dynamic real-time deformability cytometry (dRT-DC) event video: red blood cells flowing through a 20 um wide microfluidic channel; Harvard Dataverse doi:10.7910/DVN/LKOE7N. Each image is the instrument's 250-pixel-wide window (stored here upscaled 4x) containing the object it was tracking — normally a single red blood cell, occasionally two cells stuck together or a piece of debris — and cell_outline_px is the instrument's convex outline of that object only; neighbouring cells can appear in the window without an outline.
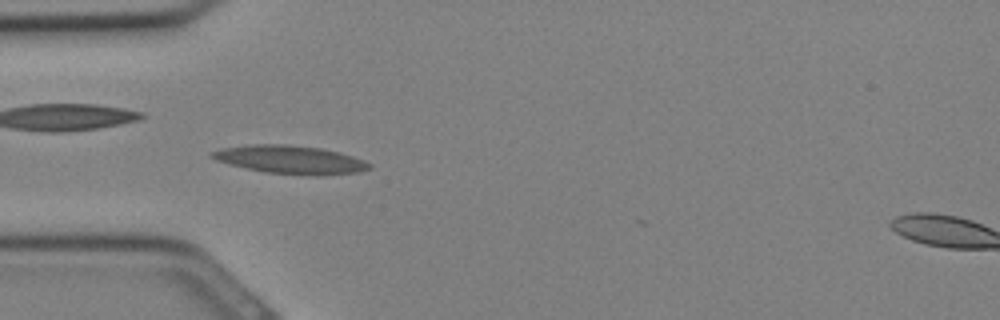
{"species": "Egyptian fruit bat (a non-hibernating species)", "species_latin": "Rousettus aegyptiacus", "temperature_condition": "cold", "stored_images_in_passage": 3, "camera_frame_rate_fps": 3000, "um_per_image_px": 0.085, "animal": {"sex": "female"}, "frame": {"image": 1, "passage_image": 1, "time_ms": 0.0, "image_size_px": [1000, 320], "cell_outline_px": [[372, 168], [360, 172], [324, 176], [316, 176], [264, 172], [228, 164], [216, 160], [208, 156], [212, 152], [224, 148], [252, 144], [288, 144], [320, 148], [340, 152], [364, 160], [372, 164]], "centroid_in_image_um": [24.73, 13.58], "position_along_channel_um": 60.3, "area_um2": 26.13}}
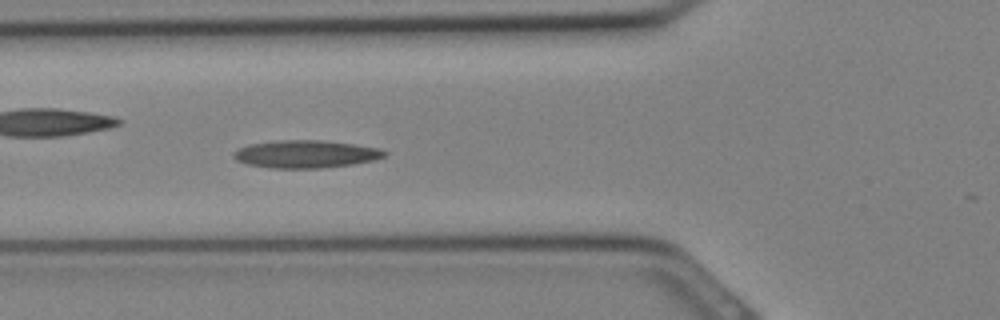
{"frame": {"image": 2, "passage_image": 3, "time_ms": 0.667, "image_size_px": [1000, 320], "cell_outline_px": [[388, 152], [384, 156], [372, 160], [352, 164], [320, 168], [272, 168], [248, 164], [236, 160], [232, 156], [232, 152], [236, 148], [248, 144], [276, 140], [324, 140], [380, 148]], "centroid_in_image_um": [25.93, 13.08], "position_along_channel_um": 99.9, "area_um2": 24.39}}